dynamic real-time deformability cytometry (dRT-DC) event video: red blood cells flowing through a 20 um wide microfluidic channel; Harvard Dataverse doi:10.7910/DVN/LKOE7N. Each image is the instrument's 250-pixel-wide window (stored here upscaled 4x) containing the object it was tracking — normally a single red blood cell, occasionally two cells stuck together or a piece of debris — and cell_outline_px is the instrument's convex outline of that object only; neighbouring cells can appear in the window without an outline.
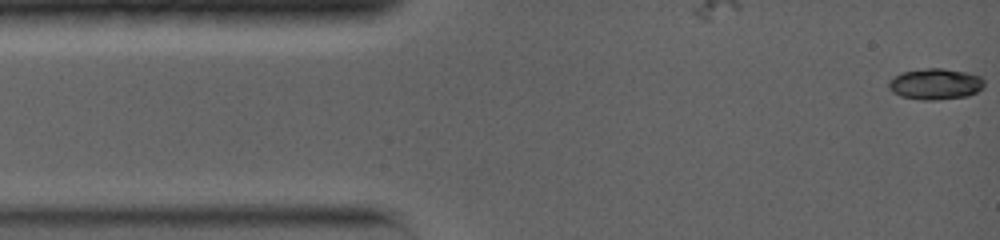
{"species": "common noctule bat (a hibernating species)", "species_latin": "Nyctalus noctula", "temperature_condition": "warm", "stored_images_in_passage": 40, "camera_frame_rate_fps": 5000, "um_per_image_px": 0.085, "animal": {"sex": "female", "body_mass_g": 19.0, "forearm_length_mm": 56.7}, "frame": {"image": 1, "passage_image": 1, "time_ms": 0.0, "image_size_px": [1000, 240], "cell_outline_px": [[984, 88], [968, 96], [936, 100], [924, 100], [900, 96], [892, 92], [888, 88], [888, 80], [904, 72], [928, 68], [940, 68], [968, 72], [980, 76], [984, 80]], "centroid_in_image_um": [79.53, 7.15], "position_along_channel_um": 5.5, "area_um2": 17.34}}
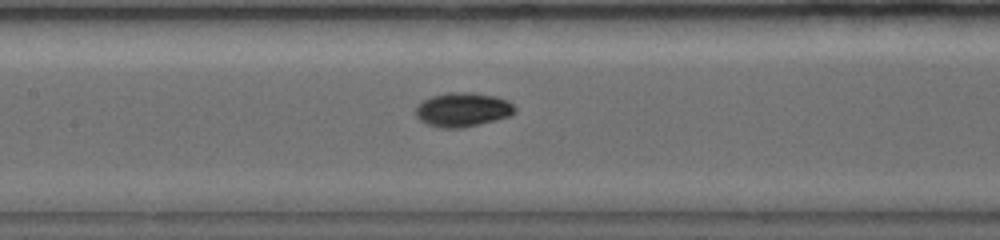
{"frame": {"image": 2, "passage_image": 17, "time_ms": 6.2, "image_size_px": [1000, 240], "cell_outline_px": [[516, 112], [508, 116], [496, 120], [464, 128], [440, 128], [428, 124], [420, 120], [416, 116], [416, 108], [424, 100], [432, 96], [448, 92], [472, 92], [496, 96], [508, 100], [516, 108]], "centroid_in_image_um": [39.36, 9.32], "position_along_channel_um": 168.0, "area_um2": 19.77}}
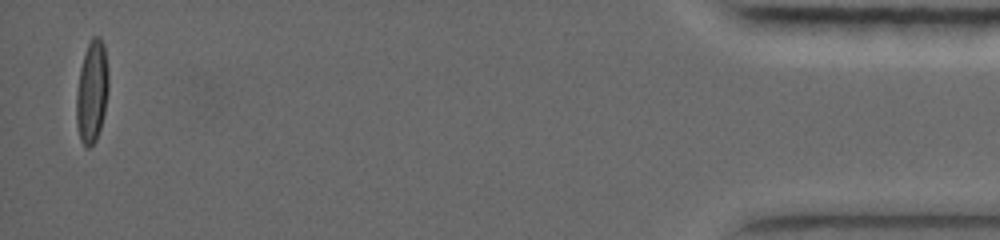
{"frame": {"image": 3, "passage_image": 40, "time_ms": 15.8, "image_size_px": [1000, 240], "cell_outline_px": [[108, 92], [104, 112], [100, 128], [96, 140], [88, 148], [80, 140], [76, 124], [76, 92], [80, 68], [84, 52], [92, 36], [100, 36], [104, 44], [108, 72]], "centroid_in_image_um": [7.8, 7.76], "position_along_channel_um": 427.4, "area_um2": 19.25}, "authors_computed_cell_mechanics": {"area_um2": 17.8891, "velocity_mm_per_s": 3.938, "shape_relaxation_time_tau1_ms": 4.9296, "shape_relaxation_time_tau2_ms": 1.9949, "deformation_change_tau1": 0.1873, "deformation_change_tau2": 0.0314}}